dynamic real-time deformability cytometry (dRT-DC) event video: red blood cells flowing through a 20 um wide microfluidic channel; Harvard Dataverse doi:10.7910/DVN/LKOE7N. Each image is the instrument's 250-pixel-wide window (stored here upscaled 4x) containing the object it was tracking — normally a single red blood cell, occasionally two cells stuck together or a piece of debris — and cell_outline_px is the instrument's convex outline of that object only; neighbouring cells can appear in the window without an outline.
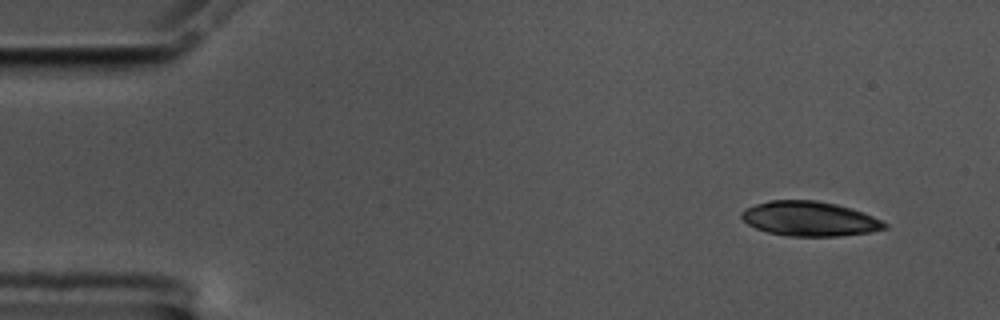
{"species": "common noctule bat (a hibernating species)", "species_latin": "Nyctalus noctula", "temperature_condition": "cold", "stored_images_in_passage": 53, "camera_frame_rate_fps": 3000, "um_per_image_px": 0.085, "animal": {"sex": "male", "body_mass_g": 17.5, "forearm_length_mm": 52.3}, "frame": {"image": 1, "passage_image": 1, "time_ms": 0.0, "image_size_px": [1000, 320], "cell_outline_px": [[888, 228], [872, 232], [840, 236], [788, 236], [768, 232], [756, 228], [748, 224], [740, 216], [740, 212], [744, 208], [768, 200], [816, 200], [836, 204], [852, 208], [872, 216], [888, 224]], "centroid_in_image_um": [68.81, 18.59], "position_along_channel_um": 16.2, "area_um2": 29.02}}